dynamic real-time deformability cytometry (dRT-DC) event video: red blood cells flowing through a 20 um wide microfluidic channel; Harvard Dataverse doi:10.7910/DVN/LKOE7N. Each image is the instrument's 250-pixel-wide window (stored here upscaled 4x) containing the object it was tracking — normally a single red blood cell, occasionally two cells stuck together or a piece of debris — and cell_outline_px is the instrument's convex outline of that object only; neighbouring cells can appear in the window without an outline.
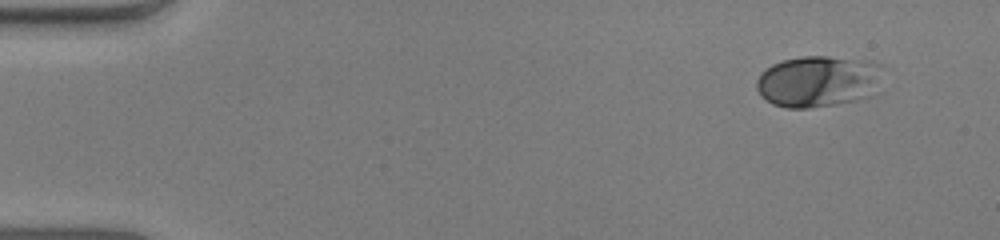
{"species": "human", "species_latin": "Homo sapiens", "temperature_condition": "warm", "stored_images_in_passage": 48, "camera_frame_rate_fps": 3000, "um_per_image_px": 0.085, "donor": {"sex": "male"}, "frame": {"image": 1, "passage_image": 1, "time_ms": 0.0, "image_size_px": [1000, 240], "cell_outline_px": [[884, 92], [876, 96], [856, 100], [808, 108], [788, 108], [772, 104], [760, 96], [756, 88], [756, 80], [760, 72], [772, 64], [784, 60], [804, 56], [828, 56], [864, 60], [884, 64]], "centroid_in_image_um": [69.68, 6.91], "position_along_channel_um": 15.3, "area_um2": 39.25}}
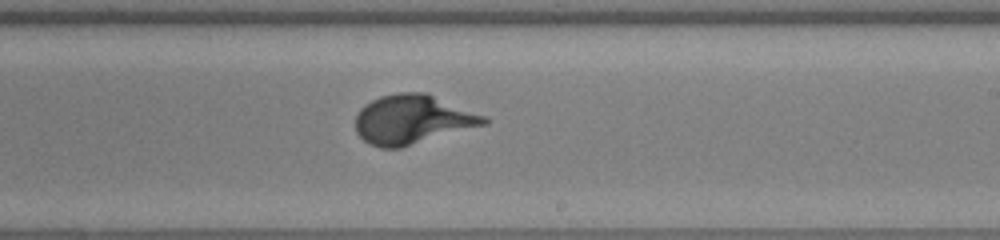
{"frame": {"image": 2, "passage_image": 28, "time_ms": 9.0, "image_size_px": [1000, 240], "cell_outline_px": [[488, 124], [400, 148], [380, 148], [368, 144], [356, 132], [356, 116], [360, 108], [364, 104], [380, 96], [396, 92], [428, 92], [488, 116]], "centroid_in_image_um": [35.1, 10.14], "position_along_channel_um": 253.9, "area_um2": 37.4}}
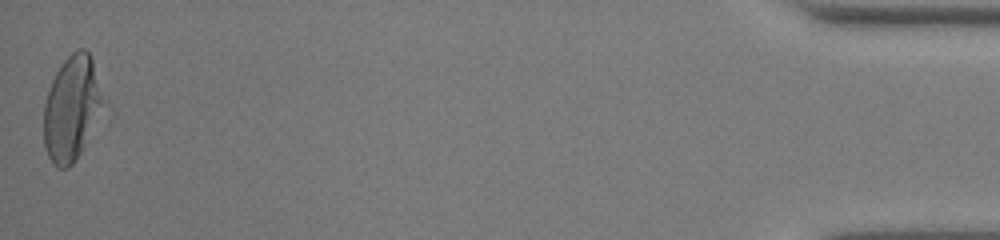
{"frame": {"image": 3, "passage_image": 48, "time_ms": 15.667, "image_size_px": [1000, 240], "cell_outline_px": [[108, 104], [76, 160], [68, 168], [60, 168], [48, 156], [44, 144], [44, 104], [52, 80], [56, 72], [64, 60], [72, 52], [80, 48], [84, 48], [92, 56], [108, 100]], "centroid_in_image_um": [6.18, 9.16], "position_along_channel_um": 429.0, "area_um2": 37.22}}